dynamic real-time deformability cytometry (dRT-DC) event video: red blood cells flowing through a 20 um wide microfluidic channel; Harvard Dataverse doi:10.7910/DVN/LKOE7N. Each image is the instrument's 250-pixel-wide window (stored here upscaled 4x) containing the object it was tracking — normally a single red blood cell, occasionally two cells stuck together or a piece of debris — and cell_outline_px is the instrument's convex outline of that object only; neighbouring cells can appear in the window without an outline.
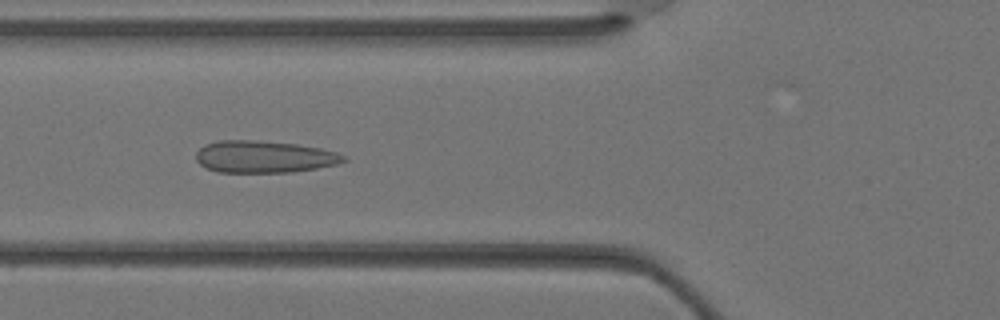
{"species": "Egyptian fruit bat (a non-hibernating species)", "species_latin": "Rousettus aegyptiacus", "temperature_condition": "warm", "stored_images_in_passage": 34, "camera_frame_rate_fps": 3000, "um_per_image_px": 0.085, "animal": {"sex": "female"}, "frame": {"image": 1, "passage_image": 11, "time_ms": 3.333, "image_size_px": [1000, 320], "cell_outline_px": [[348, 160], [336, 164], [316, 168], [292, 172], [216, 172], [200, 164], [196, 160], [196, 152], [204, 144], [220, 140], [256, 140], [296, 144], [320, 148], [336, 152], [348, 156]], "centroid_in_image_um": [22.45, 13.32], "position_along_channel_um": 103.3, "area_um2": 27.63}}
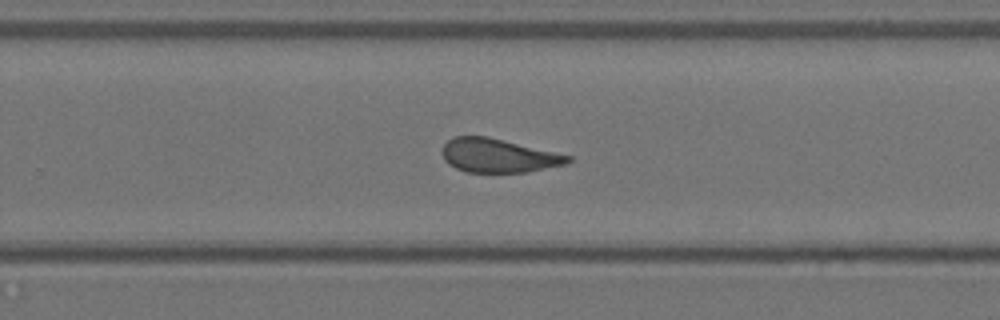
{"frame": {"image": 2, "passage_image": 21, "time_ms": 6.667, "image_size_px": [1000, 320], "cell_outline_px": [[572, 160], [568, 164], [524, 172], [468, 172], [456, 168], [448, 164], [444, 160], [444, 144], [452, 136], [488, 136], [572, 156]], "centroid_in_image_um": [42.37, 13.22], "position_along_channel_um": 287.4, "area_um2": 24.62}}
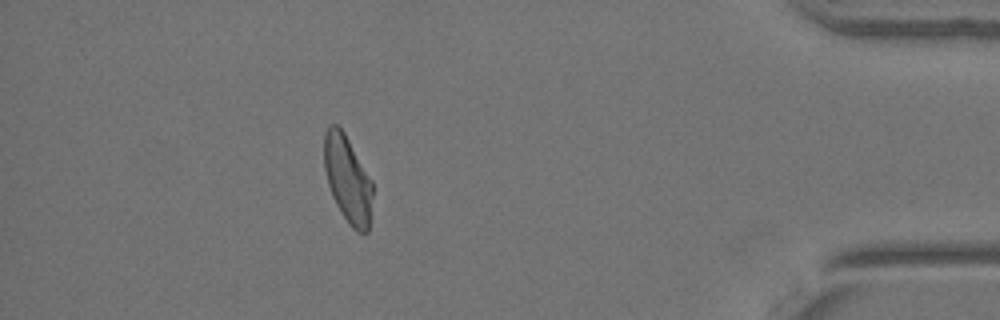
{"frame": {"image": 3, "passage_image": 30, "time_ms": 9.667, "image_size_px": [1000, 320], "cell_outline_px": [[372, 196], [368, 232], [356, 232], [348, 224], [336, 204], [332, 196], [328, 184], [324, 168], [324, 132], [328, 124], [336, 124], [344, 132], [372, 180]], "centroid_in_image_um": [29.53, 15.22], "position_along_channel_um": 405.7, "area_um2": 24.57}}